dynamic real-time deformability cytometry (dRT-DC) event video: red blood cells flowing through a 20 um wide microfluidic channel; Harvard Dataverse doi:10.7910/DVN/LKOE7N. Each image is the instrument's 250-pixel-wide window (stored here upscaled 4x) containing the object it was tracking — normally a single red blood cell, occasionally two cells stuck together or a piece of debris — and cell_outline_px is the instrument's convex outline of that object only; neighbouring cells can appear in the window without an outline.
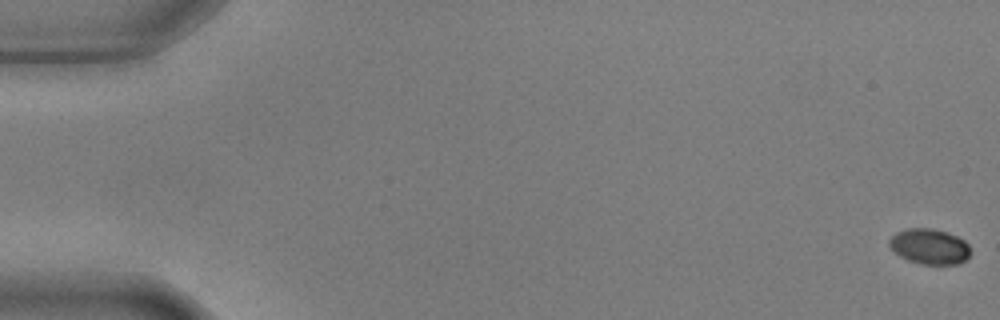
{"species": "common noctule bat (a hibernating species)", "species_latin": "Nyctalus noctula", "temperature_condition": "warm", "stored_images_in_passage": 6, "camera_frame_rate_fps": 3000, "um_per_image_px": 0.085, "animal": {"sex": "male", "body_mass_g": 17.9, "forearm_length_mm": 54.2}, "frame": {"image": 1, "passage_image": 1, "time_ms": 0.0, "image_size_px": [1000, 320], "cell_outline_px": [[972, 252], [960, 264], [920, 264], [908, 260], [900, 256], [888, 244], [888, 240], [896, 232], [908, 228], [932, 228], [956, 236], [964, 240], [968, 244]], "centroid_in_image_um": [79.01, 20.95], "position_along_channel_um": 6.0, "area_um2": 16.7}}
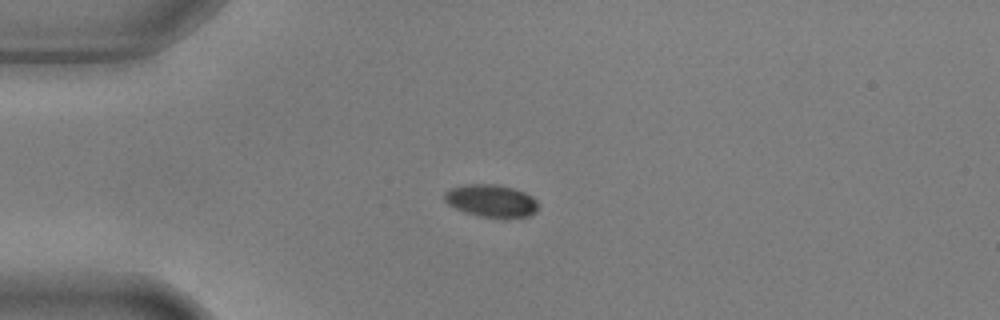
{"frame": {"image": 2, "passage_image": 5, "time_ms": 1.333, "image_size_px": [1000, 320], "cell_outline_px": [[536, 212], [528, 216], [504, 220], [480, 216], [464, 212], [448, 204], [444, 200], [444, 192], [452, 188], [468, 184], [496, 184], [512, 188], [524, 192], [532, 196], [536, 200]], "centroid_in_image_um": [41.76, 17.1], "position_along_channel_um": 43.2, "area_um2": 17.98}}